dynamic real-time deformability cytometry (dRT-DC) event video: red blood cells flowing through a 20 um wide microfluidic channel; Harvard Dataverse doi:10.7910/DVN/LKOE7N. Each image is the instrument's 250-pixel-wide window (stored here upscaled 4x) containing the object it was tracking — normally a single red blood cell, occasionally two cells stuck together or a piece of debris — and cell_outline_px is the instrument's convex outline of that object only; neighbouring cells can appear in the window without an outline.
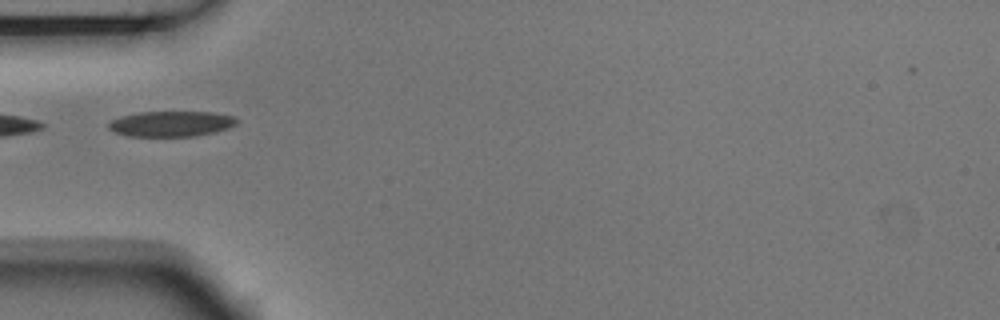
{"species": "Egyptian fruit bat (a non-hibernating species)", "species_latin": "Rousettus aegyptiacus", "temperature_condition": "room temperature", "stored_images_in_passage": 4, "camera_frame_rate_fps": 3000, "um_per_image_px": 0.085, "animal": {"sex": "male"}, "frame": {"image": 1, "passage_image": 1, "time_ms": 0.0, "image_size_px": [1000, 320], "cell_outline_px": [[236, 124], [228, 128], [196, 136], [128, 136], [116, 132], [108, 128], [108, 124], [112, 120], [120, 116], [140, 112], [212, 112], [236, 116]], "centroid_in_image_um": [14.55, 10.51], "position_along_channel_um": 70.5, "area_um2": 18.9}}
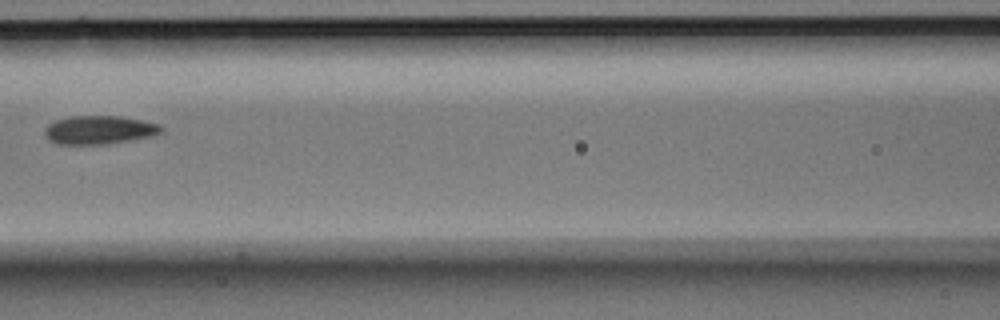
{"frame": {"image": 2, "passage_image": 3, "time_ms": 0.667, "image_size_px": [1000, 320], "cell_outline_px": [[164, 128], [160, 132], [148, 136], [108, 144], [56, 144], [48, 140], [44, 136], [44, 128], [48, 124], [56, 120], [72, 116], [120, 116], [160, 124]], "centroid_in_image_um": [8.36, 11.04], "position_along_channel_um": 158.2, "area_um2": 19.25}}
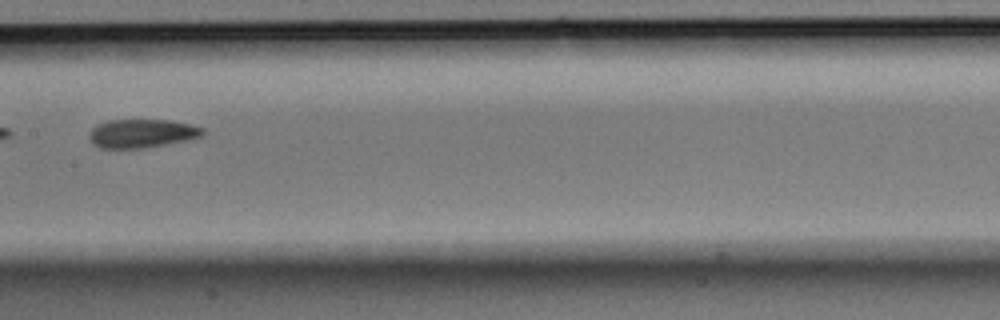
{"frame": {"image": 3, "passage_image": 4, "time_ms": 1.0, "image_size_px": [1000, 320], "cell_outline_px": [[204, 132], [200, 136], [184, 140], [164, 144], [140, 148], [100, 148], [88, 136], [92, 128], [108, 120], [172, 120], [204, 128]], "centroid_in_image_um": [12.05, 11.33], "position_along_channel_um": 195.4, "area_um2": 18.44}}